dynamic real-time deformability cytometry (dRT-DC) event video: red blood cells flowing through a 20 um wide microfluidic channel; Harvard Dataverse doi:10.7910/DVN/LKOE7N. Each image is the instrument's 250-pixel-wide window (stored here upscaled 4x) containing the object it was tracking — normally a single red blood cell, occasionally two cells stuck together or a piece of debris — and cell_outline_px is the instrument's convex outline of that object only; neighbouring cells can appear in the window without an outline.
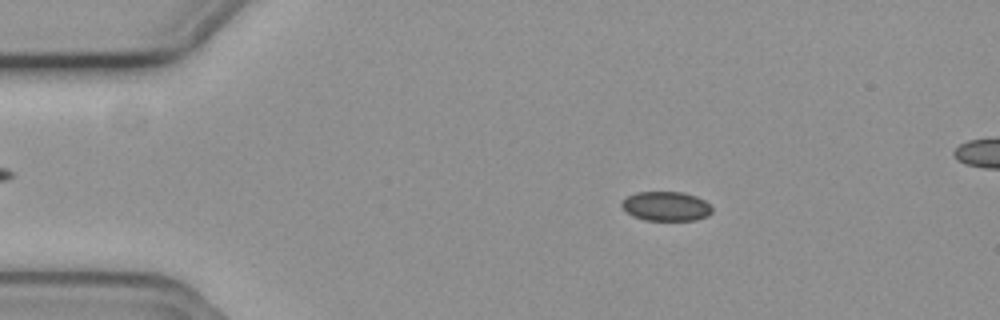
{"species": "common noctule bat (a hibernating species)", "species_latin": "Nyctalus noctula", "temperature_condition": "cold", "stored_images_in_passage": 55, "segment_of_instrument_passage": [1, 2], "camera_frame_rate_fps": 3000, "um_per_image_px": 0.085, "animal": {"sex": "female", "body_mass_g": 19.3, "forearm_length_mm": 54.1}, "frame": {"image": 1, "passage_image": 8, "time_ms": 2.333, "image_size_px": [1000, 320], "cell_outline_px": [[712, 212], [708, 216], [696, 220], [644, 220], [632, 216], [620, 204], [628, 196], [636, 192], [684, 192], [696, 196], [704, 200], [712, 208]], "centroid_in_image_um": [56.64, 17.53], "position_along_channel_um": 28.4, "area_um2": 15.43}}
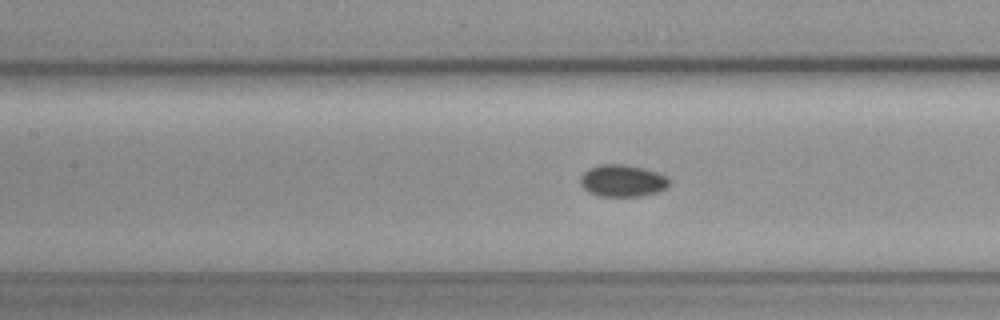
{"frame": {"image": 2, "passage_image": 23, "time_ms": 7.333, "image_size_px": [1000, 320], "cell_outline_px": [[668, 188], [660, 192], [640, 196], [596, 196], [588, 192], [580, 184], [580, 176], [588, 168], [600, 164], [624, 164], [644, 168], [668, 176]], "centroid_in_image_um": [52.91, 15.36], "position_along_channel_um": 154.5, "area_um2": 16.82}}
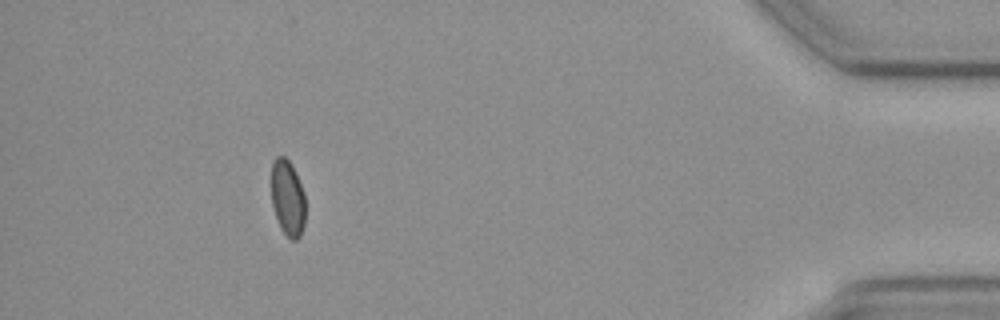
{"frame": {"image": 3, "passage_image": 49, "time_ms": 16.0, "image_size_px": [1000, 320], "cell_outline_px": [[304, 224], [300, 236], [296, 240], [292, 240], [280, 228], [272, 204], [272, 160], [276, 156], [284, 156], [292, 164], [296, 172], [304, 192]], "centroid_in_image_um": [24.45, 16.79], "position_along_channel_um": 410.8, "area_um2": 15.03}}